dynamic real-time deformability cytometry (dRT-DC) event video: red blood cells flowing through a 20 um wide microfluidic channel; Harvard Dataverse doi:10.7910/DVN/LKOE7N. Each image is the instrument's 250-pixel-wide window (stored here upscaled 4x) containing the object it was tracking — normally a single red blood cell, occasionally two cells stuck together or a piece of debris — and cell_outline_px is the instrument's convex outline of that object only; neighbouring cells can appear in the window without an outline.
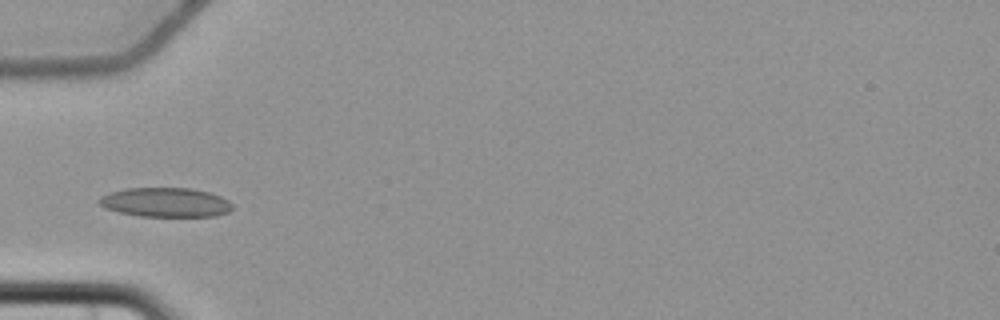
{"species": "common noctule bat (a hibernating species)", "species_latin": "Nyctalus noctula", "temperature_condition": "cold", "stored_images_in_passage": 7, "camera_frame_rate_fps": 3000, "um_per_image_px": 0.085, "animal": {"sex": "female", "body_mass_g": 22.7, "forearm_length_mm": 54.2}, "frame": {"image": 1, "passage_image": 5, "time_ms": 5.0, "image_size_px": [1000, 320], "cell_outline_px": [[232, 208], [228, 212], [216, 216], [140, 216], [120, 212], [104, 208], [96, 200], [100, 196], [112, 192], [128, 188], [192, 188], [208, 192], [220, 196], [228, 200], [232, 204]], "centroid_in_image_um": [14.07, 17.2], "position_along_channel_um": 70.9, "area_um2": 22.72}}
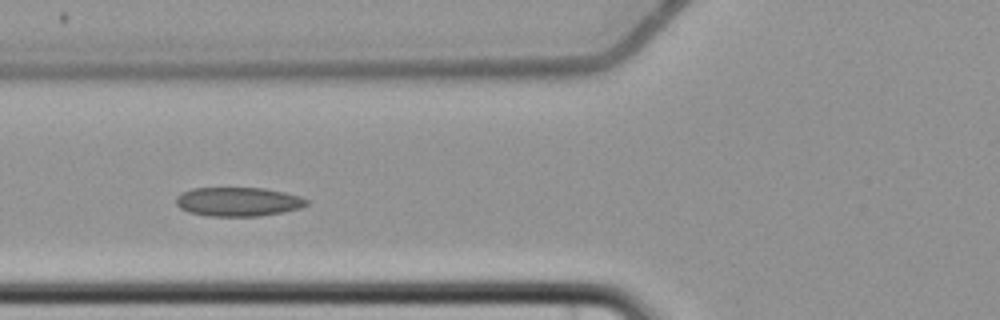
{"frame": {"image": 2, "passage_image": 6, "time_ms": 6.0, "image_size_px": [1000, 320], "cell_outline_px": [[308, 204], [300, 208], [284, 212], [260, 216], [208, 216], [188, 212], [180, 208], [176, 204], [176, 196], [180, 192], [192, 188], [264, 188], [284, 192], [300, 196], [308, 200]], "centroid_in_image_um": [20.22, 17.14], "position_along_channel_um": 105.6, "area_um2": 22.25}}
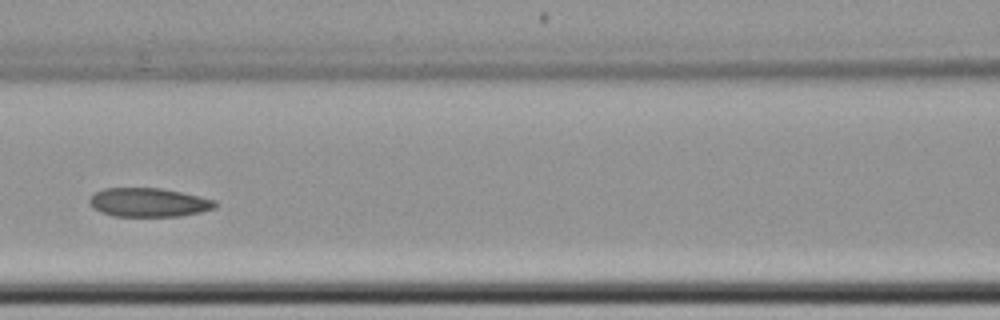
{"frame": {"image": 3, "passage_image": 7, "time_ms": 7.333, "image_size_px": [1000, 320], "cell_outline_px": [[216, 208], [200, 212], [180, 216], [112, 216], [100, 212], [92, 208], [88, 200], [96, 192], [104, 188], [160, 188], [180, 192], [216, 200]], "centroid_in_image_um": [12.61, 17.21], "position_along_channel_um": 154.0, "area_um2": 21.1}}